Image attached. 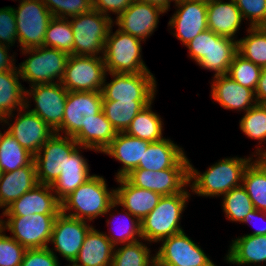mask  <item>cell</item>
<instances>
[{
    "label": "cell",
    "mask_w": 266,
    "mask_h": 266,
    "mask_svg": "<svg viewBox=\"0 0 266 266\" xmlns=\"http://www.w3.org/2000/svg\"><path fill=\"white\" fill-rule=\"evenodd\" d=\"M16 112V116L13 113L5 117L6 125L9 126L7 131L23 148L35 156L55 132L38 115L27 108L24 107ZM12 119L15 121L10 123Z\"/></svg>",
    "instance_id": "cell-15"
},
{
    "label": "cell",
    "mask_w": 266,
    "mask_h": 266,
    "mask_svg": "<svg viewBox=\"0 0 266 266\" xmlns=\"http://www.w3.org/2000/svg\"><path fill=\"white\" fill-rule=\"evenodd\" d=\"M0 123H3V124H0V125H2V129H4L3 126L5 127V124H7L5 117L0 116ZM6 131H7V128H6V130H4L3 133L0 130V141L2 140V137H3V135L5 134Z\"/></svg>",
    "instance_id": "cell-55"
},
{
    "label": "cell",
    "mask_w": 266,
    "mask_h": 266,
    "mask_svg": "<svg viewBox=\"0 0 266 266\" xmlns=\"http://www.w3.org/2000/svg\"><path fill=\"white\" fill-rule=\"evenodd\" d=\"M257 218H260L261 221H263V223L266 221V212L265 211H260L257 209H254L253 211H251L241 223H250V224H254L256 220H258ZM253 222V223H252ZM266 223V222H265ZM256 227V226H255ZM257 228V227H256ZM246 235H266V224L263 226H258L257 229H255L252 233H247Z\"/></svg>",
    "instance_id": "cell-51"
},
{
    "label": "cell",
    "mask_w": 266,
    "mask_h": 266,
    "mask_svg": "<svg viewBox=\"0 0 266 266\" xmlns=\"http://www.w3.org/2000/svg\"><path fill=\"white\" fill-rule=\"evenodd\" d=\"M18 66L0 72V116L6 117L25 107V87Z\"/></svg>",
    "instance_id": "cell-32"
},
{
    "label": "cell",
    "mask_w": 266,
    "mask_h": 266,
    "mask_svg": "<svg viewBox=\"0 0 266 266\" xmlns=\"http://www.w3.org/2000/svg\"><path fill=\"white\" fill-rule=\"evenodd\" d=\"M249 27L266 26V0H234Z\"/></svg>",
    "instance_id": "cell-46"
},
{
    "label": "cell",
    "mask_w": 266,
    "mask_h": 266,
    "mask_svg": "<svg viewBox=\"0 0 266 266\" xmlns=\"http://www.w3.org/2000/svg\"><path fill=\"white\" fill-rule=\"evenodd\" d=\"M81 149L92 150L88 147L79 146L69 156V159H66L64 169L51 185L53 193L60 202L92 176L90 175L88 160L82 155Z\"/></svg>",
    "instance_id": "cell-25"
},
{
    "label": "cell",
    "mask_w": 266,
    "mask_h": 266,
    "mask_svg": "<svg viewBox=\"0 0 266 266\" xmlns=\"http://www.w3.org/2000/svg\"><path fill=\"white\" fill-rule=\"evenodd\" d=\"M87 223V221L75 219L60 212L55 219L50 239V244H54V246L49 249L55 255L58 252L69 263L74 262L86 234L93 227Z\"/></svg>",
    "instance_id": "cell-17"
},
{
    "label": "cell",
    "mask_w": 266,
    "mask_h": 266,
    "mask_svg": "<svg viewBox=\"0 0 266 266\" xmlns=\"http://www.w3.org/2000/svg\"><path fill=\"white\" fill-rule=\"evenodd\" d=\"M175 9L168 27L170 26L169 30L174 29L175 32L171 31V34L186 46L193 38L208 29L207 2L186 0L175 4Z\"/></svg>",
    "instance_id": "cell-18"
},
{
    "label": "cell",
    "mask_w": 266,
    "mask_h": 266,
    "mask_svg": "<svg viewBox=\"0 0 266 266\" xmlns=\"http://www.w3.org/2000/svg\"><path fill=\"white\" fill-rule=\"evenodd\" d=\"M20 266H60L59 258L49 247L27 249Z\"/></svg>",
    "instance_id": "cell-48"
},
{
    "label": "cell",
    "mask_w": 266,
    "mask_h": 266,
    "mask_svg": "<svg viewBox=\"0 0 266 266\" xmlns=\"http://www.w3.org/2000/svg\"><path fill=\"white\" fill-rule=\"evenodd\" d=\"M113 21V18L93 8L69 18L74 35V55L103 57L105 41Z\"/></svg>",
    "instance_id": "cell-6"
},
{
    "label": "cell",
    "mask_w": 266,
    "mask_h": 266,
    "mask_svg": "<svg viewBox=\"0 0 266 266\" xmlns=\"http://www.w3.org/2000/svg\"><path fill=\"white\" fill-rule=\"evenodd\" d=\"M254 159L245 168L242 186L248 193L254 209L266 212V163L261 158Z\"/></svg>",
    "instance_id": "cell-34"
},
{
    "label": "cell",
    "mask_w": 266,
    "mask_h": 266,
    "mask_svg": "<svg viewBox=\"0 0 266 266\" xmlns=\"http://www.w3.org/2000/svg\"><path fill=\"white\" fill-rule=\"evenodd\" d=\"M1 176H2V170H1V168H0V178H1Z\"/></svg>",
    "instance_id": "cell-62"
},
{
    "label": "cell",
    "mask_w": 266,
    "mask_h": 266,
    "mask_svg": "<svg viewBox=\"0 0 266 266\" xmlns=\"http://www.w3.org/2000/svg\"><path fill=\"white\" fill-rule=\"evenodd\" d=\"M152 104L153 102L135 116L128 128L124 131L125 133L150 143L165 138L163 137V119L156 112L152 111Z\"/></svg>",
    "instance_id": "cell-35"
},
{
    "label": "cell",
    "mask_w": 266,
    "mask_h": 266,
    "mask_svg": "<svg viewBox=\"0 0 266 266\" xmlns=\"http://www.w3.org/2000/svg\"><path fill=\"white\" fill-rule=\"evenodd\" d=\"M200 1L210 2V1H212V0H200Z\"/></svg>",
    "instance_id": "cell-61"
},
{
    "label": "cell",
    "mask_w": 266,
    "mask_h": 266,
    "mask_svg": "<svg viewBox=\"0 0 266 266\" xmlns=\"http://www.w3.org/2000/svg\"><path fill=\"white\" fill-rule=\"evenodd\" d=\"M103 176L93 174L61 201V213L91 223L98 216L107 215L115 201V188L109 190Z\"/></svg>",
    "instance_id": "cell-2"
},
{
    "label": "cell",
    "mask_w": 266,
    "mask_h": 266,
    "mask_svg": "<svg viewBox=\"0 0 266 266\" xmlns=\"http://www.w3.org/2000/svg\"><path fill=\"white\" fill-rule=\"evenodd\" d=\"M209 38H212V31L207 29L201 32L198 36L193 38L186 47L188 48V55L198 64L208 54Z\"/></svg>",
    "instance_id": "cell-49"
},
{
    "label": "cell",
    "mask_w": 266,
    "mask_h": 266,
    "mask_svg": "<svg viewBox=\"0 0 266 266\" xmlns=\"http://www.w3.org/2000/svg\"><path fill=\"white\" fill-rule=\"evenodd\" d=\"M136 242L114 247L111 266H151L155 263V255L151 254L146 241ZM153 255V256H152Z\"/></svg>",
    "instance_id": "cell-40"
},
{
    "label": "cell",
    "mask_w": 266,
    "mask_h": 266,
    "mask_svg": "<svg viewBox=\"0 0 266 266\" xmlns=\"http://www.w3.org/2000/svg\"><path fill=\"white\" fill-rule=\"evenodd\" d=\"M111 26L104 45L103 59L107 73L150 72L142 57V40Z\"/></svg>",
    "instance_id": "cell-5"
},
{
    "label": "cell",
    "mask_w": 266,
    "mask_h": 266,
    "mask_svg": "<svg viewBox=\"0 0 266 266\" xmlns=\"http://www.w3.org/2000/svg\"><path fill=\"white\" fill-rule=\"evenodd\" d=\"M52 16L55 18L69 19L89 12L92 0H41Z\"/></svg>",
    "instance_id": "cell-44"
},
{
    "label": "cell",
    "mask_w": 266,
    "mask_h": 266,
    "mask_svg": "<svg viewBox=\"0 0 266 266\" xmlns=\"http://www.w3.org/2000/svg\"><path fill=\"white\" fill-rule=\"evenodd\" d=\"M26 250L0 226V266H20Z\"/></svg>",
    "instance_id": "cell-45"
},
{
    "label": "cell",
    "mask_w": 266,
    "mask_h": 266,
    "mask_svg": "<svg viewBox=\"0 0 266 266\" xmlns=\"http://www.w3.org/2000/svg\"><path fill=\"white\" fill-rule=\"evenodd\" d=\"M13 9L20 50L43 46L47 26L53 18L45 4L41 0H20Z\"/></svg>",
    "instance_id": "cell-8"
},
{
    "label": "cell",
    "mask_w": 266,
    "mask_h": 266,
    "mask_svg": "<svg viewBox=\"0 0 266 266\" xmlns=\"http://www.w3.org/2000/svg\"><path fill=\"white\" fill-rule=\"evenodd\" d=\"M101 91H68L62 125L55 133L73 137L102 111Z\"/></svg>",
    "instance_id": "cell-13"
},
{
    "label": "cell",
    "mask_w": 266,
    "mask_h": 266,
    "mask_svg": "<svg viewBox=\"0 0 266 266\" xmlns=\"http://www.w3.org/2000/svg\"><path fill=\"white\" fill-rule=\"evenodd\" d=\"M229 264L237 266H263L266 264V235H241L232 240L224 257Z\"/></svg>",
    "instance_id": "cell-27"
},
{
    "label": "cell",
    "mask_w": 266,
    "mask_h": 266,
    "mask_svg": "<svg viewBox=\"0 0 266 266\" xmlns=\"http://www.w3.org/2000/svg\"><path fill=\"white\" fill-rule=\"evenodd\" d=\"M78 147L73 137L55 133L34 156L38 184L52 185Z\"/></svg>",
    "instance_id": "cell-12"
},
{
    "label": "cell",
    "mask_w": 266,
    "mask_h": 266,
    "mask_svg": "<svg viewBox=\"0 0 266 266\" xmlns=\"http://www.w3.org/2000/svg\"><path fill=\"white\" fill-rule=\"evenodd\" d=\"M155 252L160 266H217L184 231L161 240Z\"/></svg>",
    "instance_id": "cell-14"
},
{
    "label": "cell",
    "mask_w": 266,
    "mask_h": 266,
    "mask_svg": "<svg viewBox=\"0 0 266 266\" xmlns=\"http://www.w3.org/2000/svg\"><path fill=\"white\" fill-rule=\"evenodd\" d=\"M43 46L74 55V35L69 19L53 17L49 21Z\"/></svg>",
    "instance_id": "cell-41"
},
{
    "label": "cell",
    "mask_w": 266,
    "mask_h": 266,
    "mask_svg": "<svg viewBox=\"0 0 266 266\" xmlns=\"http://www.w3.org/2000/svg\"><path fill=\"white\" fill-rule=\"evenodd\" d=\"M67 95L68 91L60 82L30 86L29 90L25 89V108L55 132L62 125ZM30 98L35 102L33 109H30Z\"/></svg>",
    "instance_id": "cell-10"
},
{
    "label": "cell",
    "mask_w": 266,
    "mask_h": 266,
    "mask_svg": "<svg viewBox=\"0 0 266 266\" xmlns=\"http://www.w3.org/2000/svg\"><path fill=\"white\" fill-rule=\"evenodd\" d=\"M10 47L0 44V72L14 69L16 67L14 58L15 52L12 56L8 52Z\"/></svg>",
    "instance_id": "cell-52"
},
{
    "label": "cell",
    "mask_w": 266,
    "mask_h": 266,
    "mask_svg": "<svg viewBox=\"0 0 266 266\" xmlns=\"http://www.w3.org/2000/svg\"><path fill=\"white\" fill-rule=\"evenodd\" d=\"M139 1L159 7L162 10H164L166 13L167 11H169L171 5L170 0H139Z\"/></svg>",
    "instance_id": "cell-54"
},
{
    "label": "cell",
    "mask_w": 266,
    "mask_h": 266,
    "mask_svg": "<svg viewBox=\"0 0 266 266\" xmlns=\"http://www.w3.org/2000/svg\"><path fill=\"white\" fill-rule=\"evenodd\" d=\"M154 101H103L102 111L117 132H124L135 116Z\"/></svg>",
    "instance_id": "cell-36"
},
{
    "label": "cell",
    "mask_w": 266,
    "mask_h": 266,
    "mask_svg": "<svg viewBox=\"0 0 266 266\" xmlns=\"http://www.w3.org/2000/svg\"><path fill=\"white\" fill-rule=\"evenodd\" d=\"M170 1L173 2L174 5H175L177 3H180V2H183V1H186V0H170Z\"/></svg>",
    "instance_id": "cell-58"
},
{
    "label": "cell",
    "mask_w": 266,
    "mask_h": 266,
    "mask_svg": "<svg viewBox=\"0 0 266 266\" xmlns=\"http://www.w3.org/2000/svg\"><path fill=\"white\" fill-rule=\"evenodd\" d=\"M117 206H118V203L116 201H114L110 205L108 211L106 212V214L109 213L108 215H110L111 218L113 217L112 219L110 218V219L106 220L107 226L108 225L113 226L115 219H116V221H119L118 223L116 222V224H118L116 226V229L113 227L115 229V231H117V232H115L114 229H113V231L108 230L109 231L108 234H106V232H103L105 234V236L109 239V241L112 243V245L114 247L119 246V245H123V244L136 242V241L142 239L141 224H140V221L135 216L130 214L123 207L121 210L122 212H120V213L117 212V216L114 213L111 214V211L113 209H115ZM117 217H118V220H117ZM119 218H120V220H119ZM108 229H112V228H108Z\"/></svg>",
    "instance_id": "cell-33"
},
{
    "label": "cell",
    "mask_w": 266,
    "mask_h": 266,
    "mask_svg": "<svg viewBox=\"0 0 266 266\" xmlns=\"http://www.w3.org/2000/svg\"><path fill=\"white\" fill-rule=\"evenodd\" d=\"M253 160L246 157H225L214 163L205 172L198 171L189 163V187L200 197H220L242 185L245 168Z\"/></svg>",
    "instance_id": "cell-1"
},
{
    "label": "cell",
    "mask_w": 266,
    "mask_h": 266,
    "mask_svg": "<svg viewBox=\"0 0 266 266\" xmlns=\"http://www.w3.org/2000/svg\"><path fill=\"white\" fill-rule=\"evenodd\" d=\"M190 192L185 189L181 193L162 196L158 205L140 222L141 236L147 245L184 231L180 220L191 197Z\"/></svg>",
    "instance_id": "cell-3"
},
{
    "label": "cell",
    "mask_w": 266,
    "mask_h": 266,
    "mask_svg": "<svg viewBox=\"0 0 266 266\" xmlns=\"http://www.w3.org/2000/svg\"><path fill=\"white\" fill-rule=\"evenodd\" d=\"M257 104H266V67L262 69L258 85L255 90Z\"/></svg>",
    "instance_id": "cell-53"
},
{
    "label": "cell",
    "mask_w": 266,
    "mask_h": 266,
    "mask_svg": "<svg viewBox=\"0 0 266 266\" xmlns=\"http://www.w3.org/2000/svg\"><path fill=\"white\" fill-rule=\"evenodd\" d=\"M211 97L221 107L229 110L246 112L257 104L255 92L243 87L227 74L213 76Z\"/></svg>",
    "instance_id": "cell-21"
},
{
    "label": "cell",
    "mask_w": 266,
    "mask_h": 266,
    "mask_svg": "<svg viewBox=\"0 0 266 266\" xmlns=\"http://www.w3.org/2000/svg\"><path fill=\"white\" fill-rule=\"evenodd\" d=\"M113 251L114 246L105 234L92 227L73 263L79 266H111Z\"/></svg>",
    "instance_id": "cell-29"
},
{
    "label": "cell",
    "mask_w": 266,
    "mask_h": 266,
    "mask_svg": "<svg viewBox=\"0 0 266 266\" xmlns=\"http://www.w3.org/2000/svg\"><path fill=\"white\" fill-rule=\"evenodd\" d=\"M116 129L107 120L103 111L81 128L74 136V140L81 147H88L95 152L102 153L117 135Z\"/></svg>",
    "instance_id": "cell-31"
},
{
    "label": "cell",
    "mask_w": 266,
    "mask_h": 266,
    "mask_svg": "<svg viewBox=\"0 0 266 266\" xmlns=\"http://www.w3.org/2000/svg\"><path fill=\"white\" fill-rule=\"evenodd\" d=\"M58 214H33L29 216H4L0 226L11 232L26 249L50 247L53 226Z\"/></svg>",
    "instance_id": "cell-9"
},
{
    "label": "cell",
    "mask_w": 266,
    "mask_h": 266,
    "mask_svg": "<svg viewBox=\"0 0 266 266\" xmlns=\"http://www.w3.org/2000/svg\"><path fill=\"white\" fill-rule=\"evenodd\" d=\"M36 185H38V181L35 161L17 170L2 173L0 178V203L2 207L6 209Z\"/></svg>",
    "instance_id": "cell-28"
},
{
    "label": "cell",
    "mask_w": 266,
    "mask_h": 266,
    "mask_svg": "<svg viewBox=\"0 0 266 266\" xmlns=\"http://www.w3.org/2000/svg\"><path fill=\"white\" fill-rule=\"evenodd\" d=\"M133 1L134 0H92V7L94 10L108 17H111L109 13L112 12L117 18Z\"/></svg>",
    "instance_id": "cell-50"
},
{
    "label": "cell",
    "mask_w": 266,
    "mask_h": 266,
    "mask_svg": "<svg viewBox=\"0 0 266 266\" xmlns=\"http://www.w3.org/2000/svg\"><path fill=\"white\" fill-rule=\"evenodd\" d=\"M260 158L266 163V149L265 152L260 156Z\"/></svg>",
    "instance_id": "cell-57"
},
{
    "label": "cell",
    "mask_w": 266,
    "mask_h": 266,
    "mask_svg": "<svg viewBox=\"0 0 266 266\" xmlns=\"http://www.w3.org/2000/svg\"><path fill=\"white\" fill-rule=\"evenodd\" d=\"M166 12L159 7L134 0L114 21L113 24L124 33L142 41L152 36L158 27L160 15Z\"/></svg>",
    "instance_id": "cell-19"
},
{
    "label": "cell",
    "mask_w": 266,
    "mask_h": 266,
    "mask_svg": "<svg viewBox=\"0 0 266 266\" xmlns=\"http://www.w3.org/2000/svg\"><path fill=\"white\" fill-rule=\"evenodd\" d=\"M149 143L125 132L117 133L109 146L102 152L122 164V167L115 173V179L125 177L133 169L138 168Z\"/></svg>",
    "instance_id": "cell-24"
},
{
    "label": "cell",
    "mask_w": 266,
    "mask_h": 266,
    "mask_svg": "<svg viewBox=\"0 0 266 266\" xmlns=\"http://www.w3.org/2000/svg\"><path fill=\"white\" fill-rule=\"evenodd\" d=\"M60 212L61 202L53 193L51 185L38 184L7 207L4 216L59 214Z\"/></svg>",
    "instance_id": "cell-20"
},
{
    "label": "cell",
    "mask_w": 266,
    "mask_h": 266,
    "mask_svg": "<svg viewBox=\"0 0 266 266\" xmlns=\"http://www.w3.org/2000/svg\"><path fill=\"white\" fill-rule=\"evenodd\" d=\"M262 69V67L255 65L237 52L233 57L227 75L243 87L255 92Z\"/></svg>",
    "instance_id": "cell-43"
},
{
    "label": "cell",
    "mask_w": 266,
    "mask_h": 266,
    "mask_svg": "<svg viewBox=\"0 0 266 266\" xmlns=\"http://www.w3.org/2000/svg\"><path fill=\"white\" fill-rule=\"evenodd\" d=\"M237 52V40L212 31V38H209L208 54L197 65L210 72L214 71V76L224 75L228 73Z\"/></svg>",
    "instance_id": "cell-30"
},
{
    "label": "cell",
    "mask_w": 266,
    "mask_h": 266,
    "mask_svg": "<svg viewBox=\"0 0 266 266\" xmlns=\"http://www.w3.org/2000/svg\"><path fill=\"white\" fill-rule=\"evenodd\" d=\"M190 162L184 149L167 137L149 143L138 168L135 169L160 171L168 168H189Z\"/></svg>",
    "instance_id": "cell-22"
},
{
    "label": "cell",
    "mask_w": 266,
    "mask_h": 266,
    "mask_svg": "<svg viewBox=\"0 0 266 266\" xmlns=\"http://www.w3.org/2000/svg\"><path fill=\"white\" fill-rule=\"evenodd\" d=\"M0 208L3 209L2 213H1V216H0V223H1L2 220H3L2 218L4 217V214H5V209L2 207L1 203H0Z\"/></svg>",
    "instance_id": "cell-56"
},
{
    "label": "cell",
    "mask_w": 266,
    "mask_h": 266,
    "mask_svg": "<svg viewBox=\"0 0 266 266\" xmlns=\"http://www.w3.org/2000/svg\"><path fill=\"white\" fill-rule=\"evenodd\" d=\"M151 266H160V265H158V264L155 262V263L152 264Z\"/></svg>",
    "instance_id": "cell-60"
},
{
    "label": "cell",
    "mask_w": 266,
    "mask_h": 266,
    "mask_svg": "<svg viewBox=\"0 0 266 266\" xmlns=\"http://www.w3.org/2000/svg\"><path fill=\"white\" fill-rule=\"evenodd\" d=\"M20 51L25 56L29 55L18 65L21 79L29 86L61 82L69 54L46 46Z\"/></svg>",
    "instance_id": "cell-4"
},
{
    "label": "cell",
    "mask_w": 266,
    "mask_h": 266,
    "mask_svg": "<svg viewBox=\"0 0 266 266\" xmlns=\"http://www.w3.org/2000/svg\"><path fill=\"white\" fill-rule=\"evenodd\" d=\"M115 201L140 222L158 205L160 194L132 185L125 177L115 179Z\"/></svg>",
    "instance_id": "cell-23"
},
{
    "label": "cell",
    "mask_w": 266,
    "mask_h": 266,
    "mask_svg": "<svg viewBox=\"0 0 266 266\" xmlns=\"http://www.w3.org/2000/svg\"><path fill=\"white\" fill-rule=\"evenodd\" d=\"M125 178L134 186L154 191L161 196L183 192L189 187V168H168L160 171L133 169Z\"/></svg>",
    "instance_id": "cell-16"
},
{
    "label": "cell",
    "mask_w": 266,
    "mask_h": 266,
    "mask_svg": "<svg viewBox=\"0 0 266 266\" xmlns=\"http://www.w3.org/2000/svg\"><path fill=\"white\" fill-rule=\"evenodd\" d=\"M34 155L23 148L19 142L6 131L0 141V168L2 173L11 172L30 165Z\"/></svg>",
    "instance_id": "cell-38"
},
{
    "label": "cell",
    "mask_w": 266,
    "mask_h": 266,
    "mask_svg": "<svg viewBox=\"0 0 266 266\" xmlns=\"http://www.w3.org/2000/svg\"><path fill=\"white\" fill-rule=\"evenodd\" d=\"M112 80L106 82L107 76ZM157 91V82L151 72L142 73H106L102 86L103 101H153Z\"/></svg>",
    "instance_id": "cell-7"
},
{
    "label": "cell",
    "mask_w": 266,
    "mask_h": 266,
    "mask_svg": "<svg viewBox=\"0 0 266 266\" xmlns=\"http://www.w3.org/2000/svg\"><path fill=\"white\" fill-rule=\"evenodd\" d=\"M221 198L225 217L231 222L241 223L254 210L253 203L242 185L231 189Z\"/></svg>",
    "instance_id": "cell-42"
},
{
    "label": "cell",
    "mask_w": 266,
    "mask_h": 266,
    "mask_svg": "<svg viewBox=\"0 0 266 266\" xmlns=\"http://www.w3.org/2000/svg\"><path fill=\"white\" fill-rule=\"evenodd\" d=\"M106 73L103 57L69 55L60 83L67 91H101Z\"/></svg>",
    "instance_id": "cell-11"
},
{
    "label": "cell",
    "mask_w": 266,
    "mask_h": 266,
    "mask_svg": "<svg viewBox=\"0 0 266 266\" xmlns=\"http://www.w3.org/2000/svg\"><path fill=\"white\" fill-rule=\"evenodd\" d=\"M226 1L212 0L207 2V26L208 29L218 35L238 41L235 34L240 30L244 19L235 1Z\"/></svg>",
    "instance_id": "cell-26"
},
{
    "label": "cell",
    "mask_w": 266,
    "mask_h": 266,
    "mask_svg": "<svg viewBox=\"0 0 266 266\" xmlns=\"http://www.w3.org/2000/svg\"><path fill=\"white\" fill-rule=\"evenodd\" d=\"M17 39V27L12 6L0 8V44L12 47Z\"/></svg>",
    "instance_id": "cell-47"
},
{
    "label": "cell",
    "mask_w": 266,
    "mask_h": 266,
    "mask_svg": "<svg viewBox=\"0 0 266 266\" xmlns=\"http://www.w3.org/2000/svg\"><path fill=\"white\" fill-rule=\"evenodd\" d=\"M244 113L239 121L240 129L248 138L258 141V146L252 155L254 158H260L265 152L262 142L266 144V104H256Z\"/></svg>",
    "instance_id": "cell-37"
},
{
    "label": "cell",
    "mask_w": 266,
    "mask_h": 266,
    "mask_svg": "<svg viewBox=\"0 0 266 266\" xmlns=\"http://www.w3.org/2000/svg\"><path fill=\"white\" fill-rule=\"evenodd\" d=\"M67 266H79V265H76L75 263L71 262V264L69 263V265Z\"/></svg>",
    "instance_id": "cell-59"
},
{
    "label": "cell",
    "mask_w": 266,
    "mask_h": 266,
    "mask_svg": "<svg viewBox=\"0 0 266 266\" xmlns=\"http://www.w3.org/2000/svg\"><path fill=\"white\" fill-rule=\"evenodd\" d=\"M247 36L238 39V53L255 65L266 67V26L247 27Z\"/></svg>",
    "instance_id": "cell-39"
}]
</instances>
